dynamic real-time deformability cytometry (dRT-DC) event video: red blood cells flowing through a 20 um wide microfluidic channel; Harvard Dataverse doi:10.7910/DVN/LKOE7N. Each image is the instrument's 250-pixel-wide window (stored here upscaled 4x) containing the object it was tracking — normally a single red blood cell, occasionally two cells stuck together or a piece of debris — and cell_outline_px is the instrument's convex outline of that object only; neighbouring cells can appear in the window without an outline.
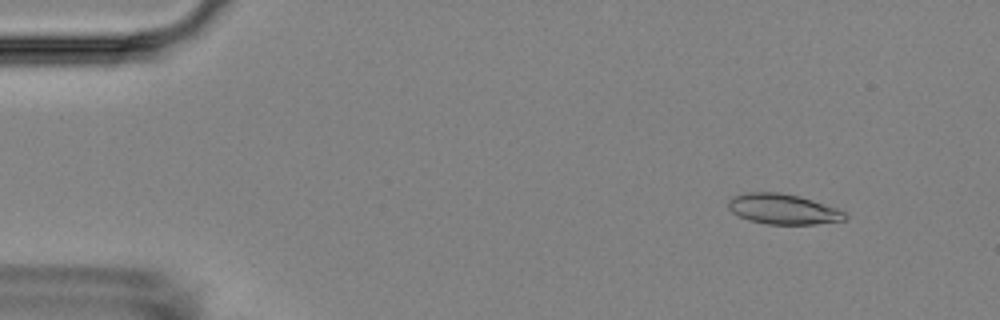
{"species": "Egyptian fruit bat (a non-hibernating species)", "species_latin": "Rousettus aegyptiacus", "temperature_condition": "room temperature", "stored_images_in_passage": 2, "camera_frame_rate_fps": 3000, "um_per_image_px": 0.085, "animal": {"sex": "female"}, "frame": {"image": 1, "passage_image": 2, "time_ms": 4.333, "image_size_px": [1000, 320], "cell_outline_px": [[848, 216], [844, 220], [816, 224], [768, 224], [748, 220], [732, 212], [728, 208], [728, 200], [732, 196], [744, 192], [776, 192], [800, 196], [836, 208], [844, 212]], "centroid_in_image_um": [66.52, 17.76], "position_along_channel_um": 18.5, "area_um2": 20.58}}